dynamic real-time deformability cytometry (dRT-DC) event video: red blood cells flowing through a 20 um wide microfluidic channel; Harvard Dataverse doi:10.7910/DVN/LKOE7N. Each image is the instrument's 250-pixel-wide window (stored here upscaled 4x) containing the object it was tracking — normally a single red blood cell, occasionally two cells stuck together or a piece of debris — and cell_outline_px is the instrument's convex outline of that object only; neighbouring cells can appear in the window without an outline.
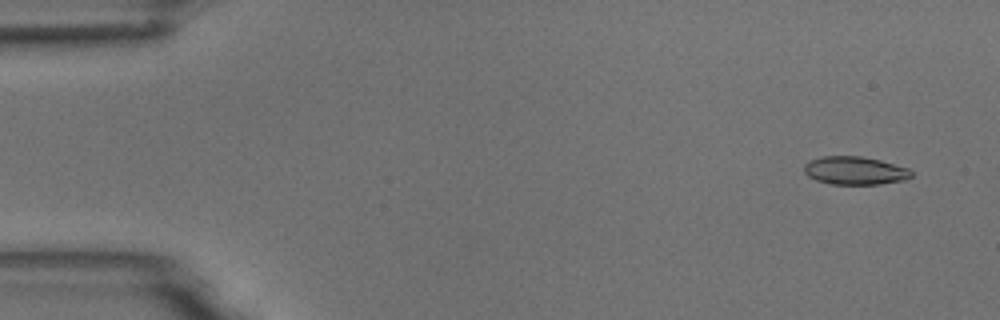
{"species": "common noctule bat (a hibernating species)", "species_latin": "Nyctalus noctula", "temperature_condition": "room temperature", "stored_images_in_passage": 4, "camera_frame_rate_fps": 3000, "um_per_image_px": 0.085, "animal": {"sex": "male", "body_mass_g": 18.8}, "frame": {"image": 1, "passage_image": 1, "time_ms": 0.0, "image_size_px": [1000, 320], "cell_outline_px": [[912, 176], [904, 180], [880, 184], [832, 184], [816, 180], [808, 176], [804, 172], [804, 164], [808, 160], [820, 156], [860, 156], [880, 160], [908, 168], [912, 172]], "centroid_in_image_um": [72.63, 14.49], "position_along_channel_um": 12.4, "area_um2": 17.63}}
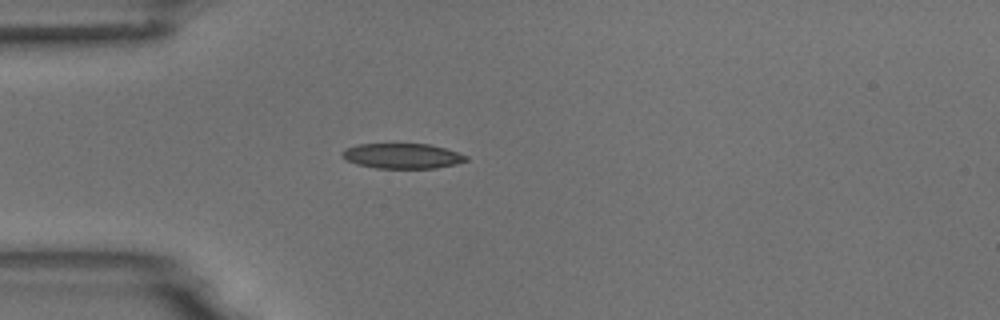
{"frame": {"image": 2, "passage_image": 4, "time_ms": 1.0, "image_size_px": [1000, 320], "cell_outline_px": [[468, 160], [456, 164], [436, 168], [376, 168], [356, 164], [344, 160], [340, 156], [340, 152], [356, 144], [432, 144], [468, 156]], "centroid_in_image_um": [34.16, 13.26], "position_along_channel_um": 50.8, "area_um2": 18.26}}